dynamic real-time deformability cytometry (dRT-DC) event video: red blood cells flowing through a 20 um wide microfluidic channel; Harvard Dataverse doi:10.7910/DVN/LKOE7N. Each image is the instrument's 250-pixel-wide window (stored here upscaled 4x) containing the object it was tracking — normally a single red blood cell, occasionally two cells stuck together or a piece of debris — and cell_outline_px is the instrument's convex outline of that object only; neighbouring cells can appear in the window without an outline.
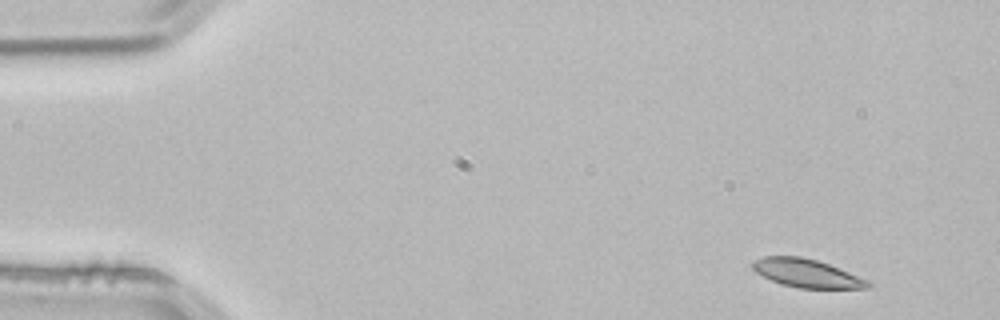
{"species": "common noctule bat (a hibernating species)", "species_latin": "Nyctalus noctula", "temperature_condition": "room temperature", "stored_images_in_passage": 50, "camera_frame_rate_fps": 3000, "um_per_image_px": 0.085, "animal": {"sex": "male", "body_mass_g": 21.5, "forearm_length_mm": 52.0}, "frame": {"image": 1, "passage_image": 1, "time_ms": 0.0, "image_size_px": [1000, 320], "cell_outline_px": [[872, 284], [868, 288], [800, 288], [780, 284], [756, 272], [752, 268], [752, 260], [764, 256], [800, 256], [816, 260], [828, 264], [872, 280]], "centroid_in_image_um": [68.61, 23.22], "position_along_channel_um": 16.4, "area_um2": 19.13}}
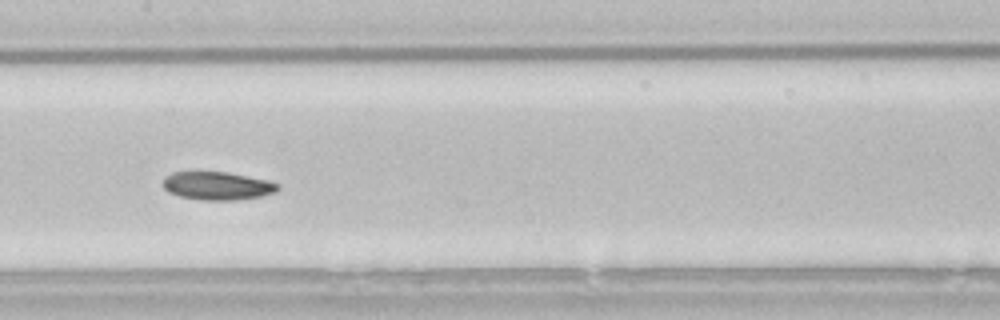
{"frame": {"image": 2, "passage_image": 23, "time_ms": 7.333, "image_size_px": [1000, 320], "cell_outline_px": [[280, 188], [276, 192], [260, 196], [236, 200], [200, 200], [180, 196], [168, 192], [164, 188], [164, 176], [172, 172], [196, 168], [228, 172], [268, 180], [280, 184]], "centroid_in_image_um": [18.43, 15.74], "position_along_channel_um": 189.0, "area_um2": 19.71}}
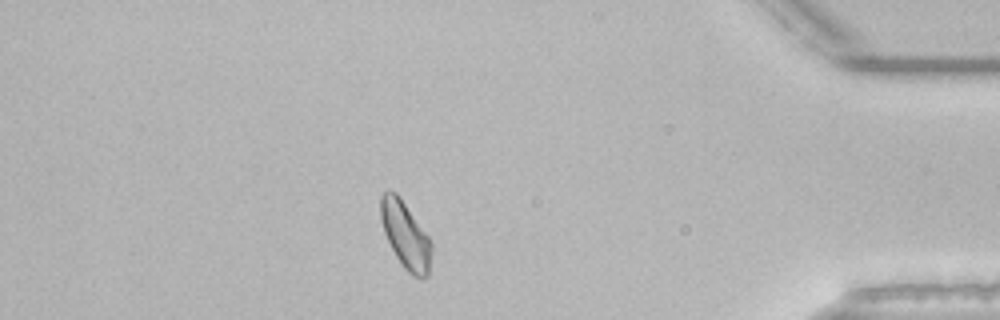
{"frame": {"image": 3, "passage_image": 43, "time_ms": 14.0, "image_size_px": [1000, 320], "cell_outline_px": [[432, 252], [428, 276], [412, 276], [400, 264], [384, 232], [380, 220], [380, 196], [388, 188], [396, 192], [428, 236], [432, 244]], "centroid_in_image_um": [34.45, 19.96], "position_along_channel_um": 400.8, "area_um2": 19.65}, "authors_computed_cell_mechanics": {"area_um2": 19.6231, "velocity_mm_per_s": 3.7992, "shape_relaxation_time_tau1_ms": 3.8536, "shape_relaxation_time_tau2_ms": 8.8618, "deformation_change_tau1": 0.1083, "deformation_change_tau2": 0.147}}